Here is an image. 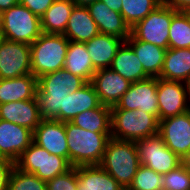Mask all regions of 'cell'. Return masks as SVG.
<instances>
[{"mask_svg":"<svg viewBox=\"0 0 190 190\" xmlns=\"http://www.w3.org/2000/svg\"><path fill=\"white\" fill-rule=\"evenodd\" d=\"M109 68L131 83L149 78L133 48L126 41L117 50Z\"/></svg>","mask_w":190,"mask_h":190,"instance_id":"cell-21","label":"cell"},{"mask_svg":"<svg viewBox=\"0 0 190 190\" xmlns=\"http://www.w3.org/2000/svg\"><path fill=\"white\" fill-rule=\"evenodd\" d=\"M33 142L48 153L65 158L69 162V148L65 132V122L43 119L33 131Z\"/></svg>","mask_w":190,"mask_h":190,"instance_id":"cell-14","label":"cell"},{"mask_svg":"<svg viewBox=\"0 0 190 190\" xmlns=\"http://www.w3.org/2000/svg\"><path fill=\"white\" fill-rule=\"evenodd\" d=\"M74 6L71 0H55L40 18L42 33L64 34Z\"/></svg>","mask_w":190,"mask_h":190,"instance_id":"cell-28","label":"cell"},{"mask_svg":"<svg viewBox=\"0 0 190 190\" xmlns=\"http://www.w3.org/2000/svg\"><path fill=\"white\" fill-rule=\"evenodd\" d=\"M126 42L133 48L142 64L144 72L149 77L159 78L164 64L166 49L137 40L132 34H130Z\"/></svg>","mask_w":190,"mask_h":190,"instance_id":"cell-22","label":"cell"},{"mask_svg":"<svg viewBox=\"0 0 190 190\" xmlns=\"http://www.w3.org/2000/svg\"><path fill=\"white\" fill-rule=\"evenodd\" d=\"M7 190H47L46 181L32 173L14 167L10 174Z\"/></svg>","mask_w":190,"mask_h":190,"instance_id":"cell-33","label":"cell"},{"mask_svg":"<svg viewBox=\"0 0 190 190\" xmlns=\"http://www.w3.org/2000/svg\"><path fill=\"white\" fill-rule=\"evenodd\" d=\"M157 99L159 121L181 115L190 110V103L184 82L158 78Z\"/></svg>","mask_w":190,"mask_h":190,"instance_id":"cell-13","label":"cell"},{"mask_svg":"<svg viewBox=\"0 0 190 190\" xmlns=\"http://www.w3.org/2000/svg\"><path fill=\"white\" fill-rule=\"evenodd\" d=\"M1 37L31 45L42 34L40 17L20 3L2 12Z\"/></svg>","mask_w":190,"mask_h":190,"instance_id":"cell-6","label":"cell"},{"mask_svg":"<svg viewBox=\"0 0 190 190\" xmlns=\"http://www.w3.org/2000/svg\"><path fill=\"white\" fill-rule=\"evenodd\" d=\"M19 4V0H0V11L8 10L11 6Z\"/></svg>","mask_w":190,"mask_h":190,"instance_id":"cell-40","label":"cell"},{"mask_svg":"<svg viewBox=\"0 0 190 190\" xmlns=\"http://www.w3.org/2000/svg\"><path fill=\"white\" fill-rule=\"evenodd\" d=\"M54 2L55 0H19L21 5L40 18Z\"/></svg>","mask_w":190,"mask_h":190,"instance_id":"cell-36","label":"cell"},{"mask_svg":"<svg viewBox=\"0 0 190 190\" xmlns=\"http://www.w3.org/2000/svg\"><path fill=\"white\" fill-rule=\"evenodd\" d=\"M77 190H125L99 165L77 166Z\"/></svg>","mask_w":190,"mask_h":190,"instance_id":"cell-24","label":"cell"},{"mask_svg":"<svg viewBox=\"0 0 190 190\" xmlns=\"http://www.w3.org/2000/svg\"><path fill=\"white\" fill-rule=\"evenodd\" d=\"M159 135L182 161L190 153V110L159 121Z\"/></svg>","mask_w":190,"mask_h":190,"instance_id":"cell-12","label":"cell"},{"mask_svg":"<svg viewBox=\"0 0 190 190\" xmlns=\"http://www.w3.org/2000/svg\"><path fill=\"white\" fill-rule=\"evenodd\" d=\"M157 85L158 78L156 77L131 83L127 92L111 110L140 109L143 112L155 115L159 120Z\"/></svg>","mask_w":190,"mask_h":190,"instance_id":"cell-10","label":"cell"},{"mask_svg":"<svg viewBox=\"0 0 190 190\" xmlns=\"http://www.w3.org/2000/svg\"><path fill=\"white\" fill-rule=\"evenodd\" d=\"M33 142V131L0 119V157L15 162Z\"/></svg>","mask_w":190,"mask_h":190,"instance_id":"cell-16","label":"cell"},{"mask_svg":"<svg viewBox=\"0 0 190 190\" xmlns=\"http://www.w3.org/2000/svg\"><path fill=\"white\" fill-rule=\"evenodd\" d=\"M71 123L87 131L111 133V108L101 104L76 115Z\"/></svg>","mask_w":190,"mask_h":190,"instance_id":"cell-29","label":"cell"},{"mask_svg":"<svg viewBox=\"0 0 190 190\" xmlns=\"http://www.w3.org/2000/svg\"><path fill=\"white\" fill-rule=\"evenodd\" d=\"M190 76V48H168L159 78L185 82Z\"/></svg>","mask_w":190,"mask_h":190,"instance_id":"cell-25","label":"cell"},{"mask_svg":"<svg viewBox=\"0 0 190 190\" xmlns=\"http://www.w3.org/2000/svg\"><path fill=\"white\" fill-rule=\"evenodd\" d=\"M36 90L37 78L33 74L0 79V104L34 99Z\"/></svg>","mask_w":190,"mask_h":190,"instance_id":"cell-23","label":"cell"},{"mask_svg":"<svg viewBox=\"0 0 190 190\" xmlns=\"http://www.w3.org/2000/svg\"><path fill=\"white\" fill-rule=\"evenodd\" d=\"M140 165L166 174L183 161L164 143L159 134L136 141Z\"/></svg>","mask_w":190,"mask_h":190,"instance_id":"cell-9","label":"cell"},{"mask_svg":"<svg viewBox=\"0 0 190 190\" xmlns=\"http://www.w3.org/2000/svg\"><path fill=\"white\" fill-rule=\"evenodd\" d=\"M164 0H122L121 15L125 23L133 28L140 20L146 18L152 10Z\"/></svg>","mask_w":190,"mask_h":190,"instance_id":"cell-30","label":"cell"},{"mask_svg":"<svg viewBox=\"0 0 190 190\" xmlns=\"http://www.w3.org/2000/svg\"><path fill=\"white\" fill-rule=\"evenodd\" d=\"M184 83L186 86L188 99L190 100V76L187 78V80Z\"/></svg>","mask_w":190,"mask_h":190,"instance_id":"cell-42","label":"cell"},{"mask_svg":"<svg viewBox=\"0 0 190 190\" xmlns=\"http://www.w3.org/2000/svg\"><path fill=\"white\" fill-rule=\"evenodd\" d=\"M99 28L87 7L74 6L64 36L72 42L85 43L99 34Z\"/></svg>","mask_w":190,"mask_h":190,"instance_id":"cell-20","label":"cell"},{"mask_svg":"<svg viewBox=\"0 0 190 190\" xmlns=\"http://www.w3.org/2000/svg\"><path fill=\"white\" fill-rule=\"evenodd\" d=\"M15 167L12 160L0 159V190H7L10 174Z\"/></svg>","mask_w":190,"mask_h":190,"instance_id":"cell-37","label":"cell"},{"mask_svg":"<svg viewBox=\"0 0 190 190\" xmlns=\"http://www.w3.org/2000/svg\"><path fill=\"white\" fill-rule=\"evenodd\" d=\"M69 40L63 34L42 33L31 45V74L37 79L64 69Z\"/></svg>","mask_w":190,"mask_h":190,"instance_id":"cell-4","label":"cell"},{"mask_svg":"<svg viewBox=\"0 0 190 190\" xmlns=\"http://www.w3.org/2000/svg\"><path fill=\"white\" fill-rule=\"evenodd\" d=\"M47 190H77V167L46 181Z\"/></svg>","mask_w":190,"mask_h":190,"instance_id":"cell-35","label":"cell"},{"mask_svg":"<svg viewBox=\"0 0 190 190\" xmlns=\"http://www.w3.org/2000/svg\"><path fill=\"white\" fill-rule=\"evenodd\" d=\"M105 3L111 10L121 13L122 0H100Z\"/></svg>","mask_w":190,"mask_h":190,"instance_id":"cell-39","label":"cell"},{"mask_svg":"<svg viewBox=\"0 0 190 190\" xmlns=\"http://www.w3.org/2000/svg\"><path fill=\"white\" fill-rule=\"evenodd\" d=\"M169 29V48H190V22L182 11L173 15Z\"/></svg>","mask_w":190,"mask_h":190,"instance_id":"cell-31","label":"cell"},{"mask_svg":"<svg viewBox=\"0 0 190 190\" xmlns=\"http://www.w3.org/2000/svg\"><path fill=\"white\" fill-rule=\"evenodd\" d=\"M0 119L34 131L43 120L36 97L0 104Z\"/></svg>","mask_w":190,"mask_h":190,"instance_id":"cell-18","label":"cell"},{"mask_svg":"<svg viewBox=\"0 0 190 190\" xmlns=\"http://www.w3.org/2000/svg\"><path fill=\"white\" fill-rule=\"evenodd\" d=\"M184 165L190 171V153L183 160Z\"/></svg>","mask_w":190,"mask_h":190,"instance_id":"cell-43","label":"cell"},{"mask_svg":"<svg viewBox=\"0 0 190 190\" xmlns=\"http://www.w3.org/2000/svg\"><path fill=\"white\" fill-rule=\"evenodd\" d=\"M101 105L93 85L88 82L81 89L70 93L64 101V122H71L81 112L98 108Z\"/></svg>","mask_w":190,"mask_h":190,"instance_id":"cell-26","label":"cell"},{"mask_svg":"<svg viewBox=\"0 0 190 190\" xmlns=\"http://www.w3.org/2000/svg\"><path fill=\"white\" fill-rule=\"evenodd\" d=\"M164 2L176 11H183L190 7V0H164Z\"/></svg>","mask_w":190,"mask_h":190,"instance_id":"cell-38","label":"cell"},{"mask_svg":"<svg viewBox=\"0 0 190 190\" xmlns=\"http://www.w3.org/2000/svg\"><path fill=\"white\" fill-rule=\"evenodd\" d=\"M2 12L0 11V29H1Z\"/></svg>","mask_w":190,"mask_h":190,"instance_id":"cell-45","label":"cell"},{"mask_svg":"<svg viewBox=\"0 0 190 190\" xmlns=\"http://www.w3.org/2000/svg\"><path fill=\"white\" fill-rule=\"evenodd\" d=\"M123 39L103 33L85 42L88 54L96 70L109 68Z\"/></svg>","mask_w":190,"mask_h":190,"instance_id":"cell-19","label":"cell"},{"mask_svg":"<svg viewBox=\"0 0 190 190\" xmlns=\"http://www.w3.org/2000/svg\"><path fill=\"white\" fill-rule=\"evenodd\" d=\"M187 18V20L190 22V7L186 8L185 10L182 11Z\"/></svg>","mask_w":190,"mask_h":190,"instance_id":"cell-44","label":"cell"},{"mask_svg":"<svg viewBox=\"0 0 190 190\" xmlns=\"http://www.w3.org/2000/svg\"><path fill=\"white\" fill-rule=\"evenodd\" d=\"M164 190H190V171L182 162L178 167L163 174Z\"/></svg>","mask_w":190,"mask_h":190,"instance_id":"cell-34","label":"cell"},{"mask_svg":"<svg viewBox=\"0 0 190 190\" xmlns=\"http://www.w3.org/2000/svg\"><path fill=\"white\" fill-rule=\"evenodd\" d=\"M65 132L72 167L100 164L111 133L87 131L71 122H65Z\"/></svg>","mask_w":190,"mask_h":190,"instance_id":"cell-2","label":"cell"},{"mask_svg":"<svg viewBox=\"0 0 190 190\" xmlns=\"http://www.w3.org/2000/svg\"><path fill=\"white\" fill-rule=\"evenodd\" d=\"M87 8L100 33L117 36L124 41L130 37L131 29L125 23L121 13L111 10L100 0H96Z\"/></svg>","mask_w":190,"mask_h":190,"instance_id":"cell-17","label":"cell"},{"mask_svg":"<svg viewBox=\"0 0 190 190\" xmlns=\"http://www.w3.org/2000/svg\"><path fill=\"white\" fill-rule=\"evenodd\" d=\"M164 177L153 169L140 165L126 190H164Z\"/></svg>","mask_w":190,"mask_h":190,"instance_id":"cell-32","label":"cell"},{"mask_svg":"<svg viewBox=\"0 0 190 190\" xmlns=\"http://www.w3.org/2000/svg\"><path fill=\"white\" fill-rule=\"evenodd\" d=\"M90 83L93 85L101 104L110 108L116 106L131 85V82L110 68L97 70Z\"/></svg>","mask_w":190,"mask_h":190,"instance_id":"cell-15","label":"cell"},{"mask_svg":"<svg viewBox=\"0 0 190 190\" xmlns=\"http://www.w3.org/2000/svg\"><path fill=\"white\" fill-rule=\"evenodd\" d=\"M159 134L158 118L140 109L111 110V137L139 141Z\"/></svg>","mask_w":190,"mask_h":190,"instance_id":"cell-5","label":"cell"},{"mask_svg":"<svg viewBox=\"0 0 190 190\" xmlns=\"http://www.w3.org/2000/svg\"><path fill=\"white\" fill-rule=\"evenodd\" d=\"M64 69L90 82L97 71L88 54L85 43L69 41Z\"/></svg>","mask_w":190,"mask_h":190,"instance_id":"cell-27","label":"cell"},{"mask_svg":"<svg viewBox=\"0 0 190 190\" xmlns=\"http://www.w3.org/2000/svg\"><path fill=\"white\" fill-rule=\"evenodd\" d=\"M31 74V48L25 43L0 39V79Z\"/></svg>","mask_w":190,"mask_h":190,"instance_id":"cell-11","label":"cell"},{"mask_svg":"<svg viewBox=\"0 0 190 190\" xmlns=\"http://www.w3.org/2000/svg\"><path fill=\"white\" fill-rule=\"evenodd\" d=\"M99 166L126 190L140 166L136 142L111 137Z\"/></svg>","mask_w":190,"mask_h":190,"instance_id":"cell-3","label":"cell"},{"mask_svg":"<svg viewBox=\"0 0 190 190\" xmlns=\"http://www.w3.org/2000/svg\"><path fill=\"white\" fill-rule=\"evenodd\" d=\"M75 6L87 7L88 5L94 3L96 0H71Z\"/></svg>","mask_w":190,"mask_h":190,"instance_id":"cell-41","label":"cell"},{"mask_svg":"<svg viewBox=\"0 0 190 190\" xmlns=\"http://www.w3.org/2000/svg\"><path fill=\"white\" fill-rule=\"evenodd\" d=\"M88 82L65 69L45 74L37 79L36 99L43 119L64 122V101Z\"/></svg>","mask_w":190,"mask_h":190,"instance_id":"cell-1","label":"cell"},{"mask_svg":"<svg viewBox=\"0 0 190 190\" xmlns=\"http://www.w3.org/2000/svg\"><path fill=\"white\" fill-rule=\"evenodd\" d=\"M177 11L164 1L140 20L133 28L131 34L137 39L160 47L169 48V31L173 15Z\"/></svg>","mask_w":190,"mask_h":190,"instance_id":"cell-8","label":"cell"},{"mask_svg":"<svg viewBox=\"0 0 190 190\" xmlns=\"http://www.w3.org/2000/svg\"><path fill=\"white\" fill-rule=\"evenodd\" d=\"M14 163L15 167L21 171L35 174L44 181L64 174L72 168L65 158L48 153L34 142Z\"/></svg>","mask_w":190,"mask_h":190,"instance_id":"cell-7","label":"cell"}]
</instances>
